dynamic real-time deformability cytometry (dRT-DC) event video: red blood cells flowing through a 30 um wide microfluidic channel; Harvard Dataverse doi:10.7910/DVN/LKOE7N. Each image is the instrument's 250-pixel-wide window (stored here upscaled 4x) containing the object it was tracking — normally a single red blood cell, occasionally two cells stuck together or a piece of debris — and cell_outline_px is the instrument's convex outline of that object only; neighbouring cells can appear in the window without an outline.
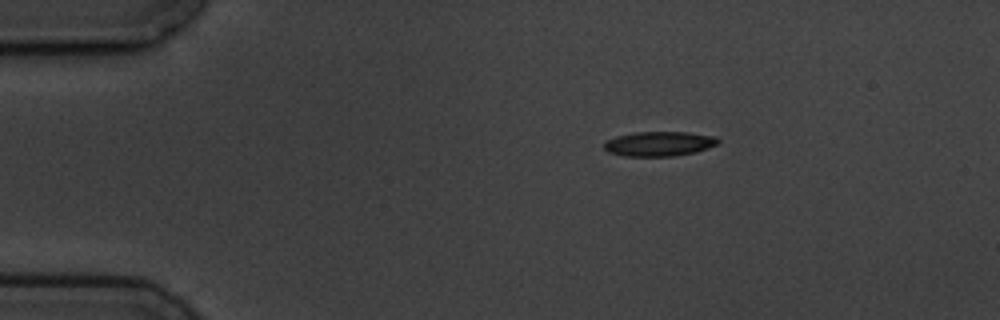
{"species": "common noctule bat (a hibernating species)", "species_latin": "Nyctalus noctula", "temperature_condition": "cold", "stored_images_in_passage": 3, "camera_frame_rate_fps": 3000, "um_per_image_px": 0.085, "animal": {"sex": "male", "body_mass_g": 19.5, "forearm_length_mm": 54.6}, "frame": {"image": 1, "passage_image": 1, "time_ms": 0.0, "image_size_px": [1000, 320], "cell_outline_px": [[720, 144], [696, 152], [676, 156], [624, 156], [608, 152], [604, 148], [604, 140], [616, 136], [632, 132], [688, 132], [716, 136], [720, 140]], "centroid_in_image_um": [56.04, 12.22], "position_along_channel_um": 29.0, "area_um2": 16.7}}
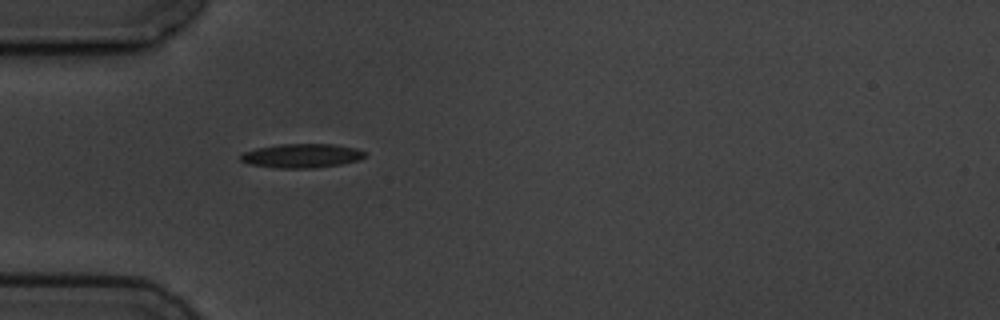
{"frame": {"image": 2, "passage_image": 3, "time_ms": 2.333, "image_size_px": [1000, 320], "cell_outline_px": [[368, 152], [360, 160], [340, 164], [312, 168], [280, 168], [252, 164], [240, 160], [240, 156], [244, 152], [256, 148], [280, 144], [336, 144], [356, 148]], "centroid_in_image_um": [25.7, 13.23], "position_along_channel_um": 59.3, "area_um2": 17.34}}